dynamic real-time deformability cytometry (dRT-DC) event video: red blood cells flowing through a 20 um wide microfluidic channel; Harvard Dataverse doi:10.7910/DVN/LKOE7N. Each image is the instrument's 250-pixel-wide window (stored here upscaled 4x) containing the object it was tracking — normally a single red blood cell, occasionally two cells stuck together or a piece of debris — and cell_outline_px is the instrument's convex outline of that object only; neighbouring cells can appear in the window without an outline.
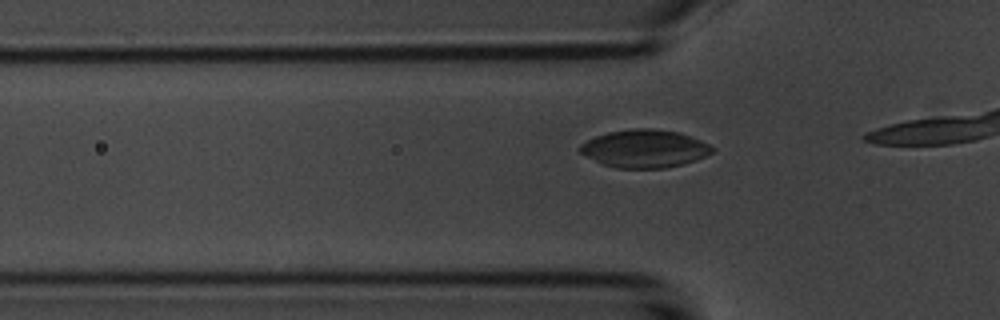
{"species": "common noctule bat (a hibernating species)", "species_latin": "Nyctalus noctula", "temperature_condition": "room temperature", "stored_images_in_passage": 7, "camera_frame_rate_fps": 3000, "um_per_image_px": 0.085, "animal": {"sex": "male", "body_mass_g": 20.1, "forearm_length_mm": 53.5}, "frame": {"image": 1, "passage_image": 4, "time_ms": 1.0, "image_size_px": [1000, 320], "cell_outline_px": [[716, 148], [712, 152], [696, 160], [684, 164], [664, 168], [616, 168], [604, 164], [580, 152], [580, 144], [596, 136], [608, 132], [628, 128], [652, 128], [680, 132], [700, 140]], "centroid_in_image_um": [54.82, 12.62], "position_along_channel_um": 71.0, "area_um2": 29.07}}